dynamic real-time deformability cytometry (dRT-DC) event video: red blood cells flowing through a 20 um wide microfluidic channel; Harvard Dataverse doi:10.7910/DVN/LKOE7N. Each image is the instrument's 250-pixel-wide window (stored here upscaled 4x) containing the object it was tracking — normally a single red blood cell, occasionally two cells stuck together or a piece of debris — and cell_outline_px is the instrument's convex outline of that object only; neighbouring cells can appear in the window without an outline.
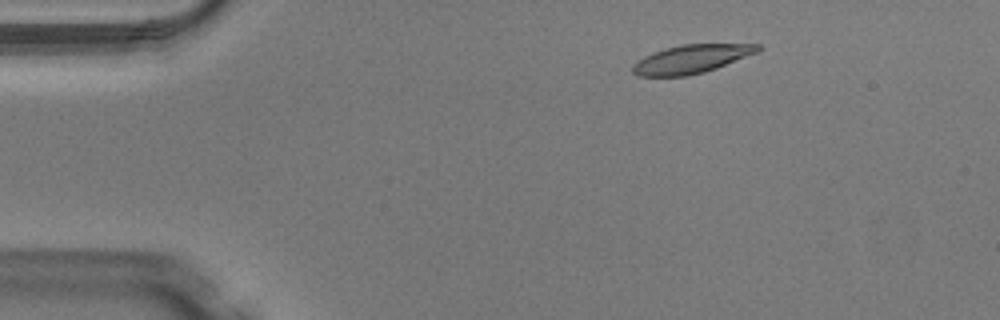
{"species": "Egyptian fruit bat (a non-hibernating species)", "species_latin": "Rousettus aegyptiacus", "temperature_condition": "warm", "stored_images_in_passage": 47, "camera_frame_rate_fps": 3000, "um_per_image_px": 0.085, "animal": {"sex": "male"}, "frame": {"image": 1, "passage_image": 6, "time_ms": 1.667, "image_size_px": [1000, 320], "cell_outline_px": [[760, 48], [756, 52], [716, 68], [704, 72], [688, 76], [636, 76], [632, 72], [632, 64], [644, 56], [652, 52], [680, 44], [760, 44]], "centroid_in_image_um": [58.69, 5.02], "position_along_channel_um": 26.3, "area_um2": 20.63}}
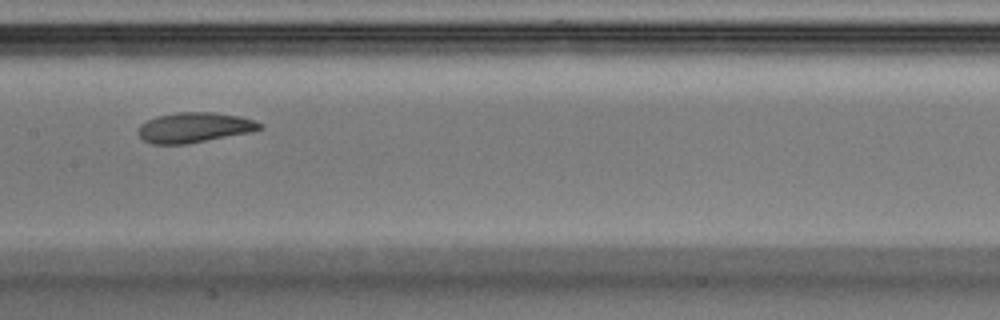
{"frame": {"image": 2, "passage_image": 23, "time_ms": 7.333, "image_size_px": [1000, 320], "cell_outline_px": [[264, 128], [252, 132], [184, 144], [152, 144], [144, 140], [136, 132], [140, 124], [156, 116], [176, 112], [212, 112], [240, 116], [264, 124]], "centroid_in_image_um": [16.52, 10.83], "position_along_channel_um": 190.9, "area_um2": 21.39}}
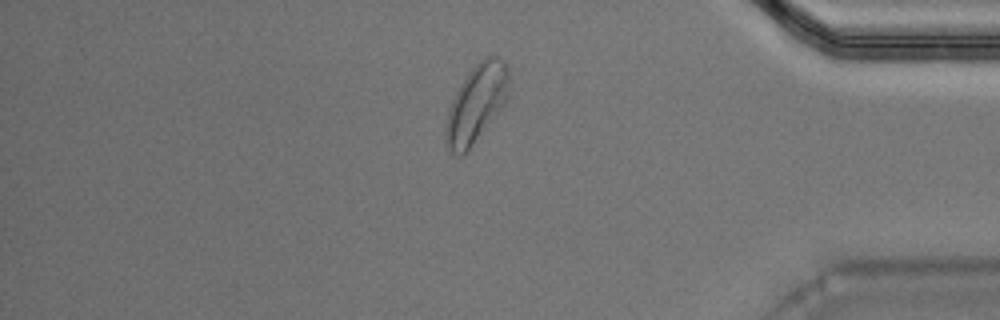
{"frame": {"image": 3, "passage_image": 40, "time_ms": 13.0, "image_size_px": [1000, 320], "cell_outline_px": [[508, 100], [500, 112], [472, 144], [460, 156], [456, 156], [448, 148], [444, 140], [444, 132], [448, 112], [452, 100], [460, 84], [468, 72], [484, 56], [496, 56], [504, 60], [508, 68]], "centroid_in_image_um": [40.5, 8.78], "position_along_channel_um": 394.7, "area_um2": 28.61}, "authors_computed_cell_mechanics": {"area_um2": 21.5594, "velocity_mm_per_s": 4.0851, "shape_relaxation_time_tau1_ms": 2.3879, "shape_relaxation_time_tau2_ms": 2.2023, "deformation_change_tau1": 0.1387, "deformation_change_tau2": 0.0873}}